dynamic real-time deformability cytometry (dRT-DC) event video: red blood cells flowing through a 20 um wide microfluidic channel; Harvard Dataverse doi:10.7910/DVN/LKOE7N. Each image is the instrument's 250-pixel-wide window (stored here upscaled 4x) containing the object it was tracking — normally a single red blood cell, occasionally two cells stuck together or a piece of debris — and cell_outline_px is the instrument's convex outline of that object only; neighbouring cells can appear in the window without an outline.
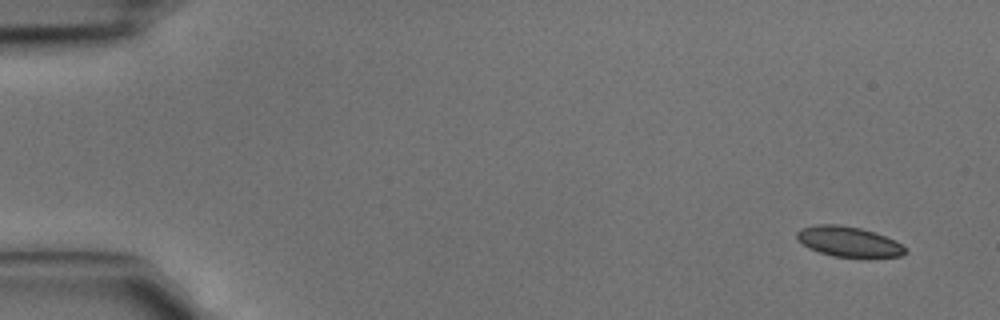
{"species": "common noctule bat (a hibernating species)", "species_latin": "Nyctalus noctula", "temperature_condition": "cold", "stored_images_in_passage": 4, "camera_frame_rate_fps": 3000, "um_per_image_px": 0.085, "animal": {"sex": "male", "body_mass_g": 15.6}, "frame": {"image": 1, "passage_image": 1, "time_ms": 0.0, "image_size_px": [1000, 320], "cell_outline_px": [[908, 252], [900, 256], [868, 260], [832, 256], [808, 248], [796, 236], [796, 232], [800, 228], [816, 224], [836, 224], [860, 228], [876, 232], [900, 244]], "centroid_in_image_um": [72.16, 20.58], "position_along_channel_um": 12.8, "area_um2": 19.59}}
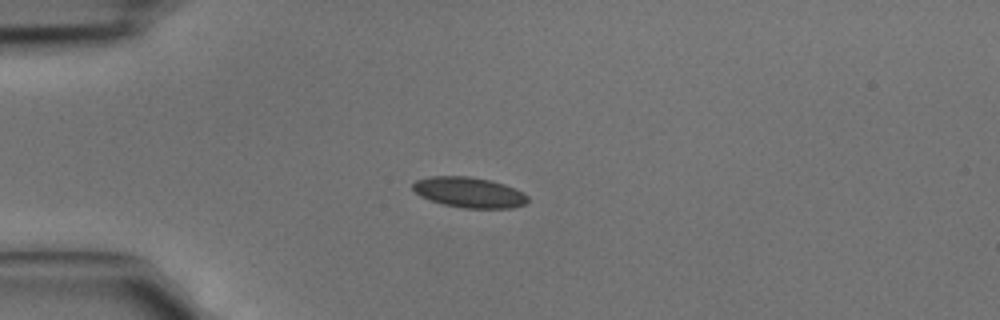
{"frame": {"image": 2, "passage_image": 3, "time_ms": 0.667, "image_size_px": [1000, 320], "cell_outline_px": [[528, 200], [524, 204], [512, 208], [464, 208], [444, 204], [420, 196], [412, 188], [412, 184], [416, 180], [428, 176], [468, 176], [492, 180], [504, 184], [524, 192], [528, 196]], "centroid_in_image_um": [39.88, 16.34], "position_along_channel_um": 45.1, "area_um2": 20.4}}